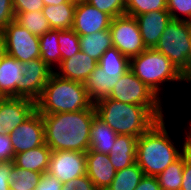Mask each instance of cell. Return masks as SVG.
<instances>
[{"instance_id": "cell-1", "label": "cell", "mask_w": 191, "mask_h": 190, "mask_svg": "<svg viewBox=\"0 0 191 190\" xmlns=\"http://www.w3.org/2000/svg\"><path fill=\"white\" fill-rule=\"evenodd\" d=\"M94 104L76 112L42 115L45 144L52 151L86 153L90 147V128L96 116Z\"/></svg>"}, {"instance_id": "cell-2", "label": "cell", "mask_w": 191, "mask_h": 190, "mask_svg": "<svg viewBox=\"0 0 191 190\" xmlns=\"http://www.w3.org/2000/svg\"><path fill=\"white\" fill-rule=\"evenodd\" d=\"M165 119L158 120L138 137L136 163L145 176L157 177L189 148V124L180 150L171 138Z\"/></svg>"}, {"instance_id": "cell-3", "label": "cell", "mask_w": 191, "mask_h": 190, "mask_svg": "<svg viewBox=\"0 0 191 190\" xmlns=\"http://www.w3.org/2000/svg\"><path fill=\"white\" fill-rule=\"evenodd\" d=\"M92 105L84 83L62 78L53 72L36 101V110L41 115H49L89 109Z\"/></svg>"}, {"instance_id": "cell-4", "label": "cell", "mask_w": 191, "mask_h": 190, "mask_svg": "<svg viewBox=\"0 0 191 190\" xmlns=\"http://www.w3.org/2000/svg\"><path fill=\"white\" fill-rule=\"evenodd\" d=\"M97 116L118 135L140 137L158 119L144 106L104 98L94 104Z\"/></svg>"}, {"instance_id": "cell-5", "label": "cell", "mask_w": 191, "mask_h": 190, "mask_svg": "<svg viewBox=\"0 0 191 190\" xmlns=\"http://www.w3.org/2000/svg\"><path fill=\"white\" fill-rule=\"evenodd\" d=\"M130 70L161 100L165 84L185 83L182 73L176 66L154 48L146 49L130 58Z\"/></svg>"}, {"instance_id": "cell-6", "label": "cell", "mask_w": 191, "mask_h": 190, "mask_svg": "<svg viewBox=\"0 0 191 190\" xmlns=\"http://www.w3.org/2000/svg\"><path fill=\"white\" fill-rule=\"evenodd\" d=\"M108 98L146 107L158 120L165 118L164 100H161L129 69L113 87Z\"/></svg>"}, {"instance_id": "cell-7", "label": "cell", "mask_w": 191, "mask_h": 190, "mask_svg": "<svg viewBox=\"0 0 191 190\" xmlns=\"http://www.w3.org/2000/svg\"><path fill=\"white\" fill-rule=\"evenodd\" d=\"M190 39L191 22L171 19L154 49L164 54L183 74L187 69Z\"/></svg>"}, {"instance_id": "cell-8", "label": "cell", "mask_w": 191, "mask_h": 190, "mask_svg": "<svg viewBox=\"0 0 191 190\" xmlns=\"http://www.w3.org/2000/svg\"><path fill=\"white\" fill-rule=\"evenodd\" d=\"M109 30L113 47H116L129 59L147 49L135 17L125 14L112 18Z\"/></svg>"}, {"instance_id": "cell-9", "label": "cell", "mask_w": 191, "mask_h": 190, "mask_svg": "<svg viewBox=\"0 0 191 190\" xmlns=\"http://www.w3.org/2000/svg\"><path fill=\"white\" fill-rule=\"evenodd\" d=\"M6 53L21 63L40 58L39 37L33 35L15 20L3 29Z\"/></svg>"}, {"instance_id": "cell-10", "label": "cell", "mask_w": 191, "mask_h": 190, "mask_svg": "<svg viewBox=\"0 0 191 190\" xmlns=\"http://www.w3.org/2000/svg\"><path fill=\"white\" fill-rule=\"evenodd\" d=\"M86 153L78 151H52L47 173L63 184L86 174Z\"/></svg>"}, {"instance_id": "cell-11", "label": "cell", "mask_w": 191, "mask_h": 190, "mask_svg": "<svg viewBox=\"0 0 191 190\" xmlns=\"http://www.w3.org/2000/svg\"><path fill=\"white\" fill-rule=\"evenodd\" d=\"M36 111V102L22 97L0 98V134H10Z\"/></svg>"}, {"instance_id": "cell-12", "label": "cell", "mask_w": 191, "mask_h": 190, "mask_svg": "<svg viewBox=\"0 0 191 190\" xmlns=\"http://www.w3.org/2000/svg\"><path fill=\"white\" fill-rule=\"evenodd\" d=\"M9 135L15 154L44 145L45 134L42 115L36 110Z\"/></svg>"}, {"instance_id": "cell-13", "label": "cell", "mask_w": 191, "mask_h": 190, "mask_svg": "<svg viewBox=\"0 0 191 190\" xmlns=\"http://www.w3.org/2000/svg\"><path fill=\"white\" fill-rule=\"evenodd\" d=\"M54 71L41 58L23 63V79L18 86V97L37 101Z\"/></svg>"}, {"instance_id": "cell-14", "label": "cell", "mask_w": 191, "mask_h": 190, "mask_svg": "<svg viewBox=\"0 0 191 190\" xmlns=\"http://www.w3.org/2000/svg\"><path fill=\"white\" fill-rule=\"evenodd\" d=\"M112 17L86 1H76L72 30L86 36L110 28Z\"/></svg>"}, {"instance_id": "cell-15", "label": "cell", "mask_w": 191, "mask_h": 190, "mask_svg": "<svg viewBox=\"0 0 191 190\" xmlns=\"http://www.w3.org/2000/svg\"><path fill=\"white\" fill-rule=\"evenodd\" d=\"M135 18L147 49L155 48L167 24L171 21L167 10L151 11Z\"/></svg>"}, {"instance_id": "cell-16", "label": "cell", "mask_w": 191, "mask_h": 190, "mask_svg": "<svg viewBox=\"0 0 191 190\" xmlns=\"http://www.w3.org/2000/svg\"><path fill=\"white\" fill-rule=\"evenodd\" d=\"M86 163V175L98 190H106L117 172L109 160V155L88 150L86 152Z\"/></svg>"}, {"instance_id": "cell-17", "label": "cell", "mask_w": 191, "mask_h": 190, "mask_svg": "<svg viewBox=\"0 0 191 190\" xmlns=\"http://www.w3.org/2000/svg\"><path fill=\"white\" fill-rule=\"evenodd\" d=\"M97 65V60L80 50L71 58L62 60L54 69V73L62 78L84 83Z\"/></svg>"}, {"instance_id": "cell-18", "label": "cell", "mask_w": 191, "mask_h": 190, "mask_svg": "<svg viewBox=\"0 0 191 190\" xmlns=\"http://www.w3.org/2000/svg\"><path fill=\"white\" fill-rule=\"evenodd\" d=\"M123 74L124 73L103 71L101 70V67L97 65L84 82L89 100L95 104L104 98H108L113 87L117 84Z\"/></svg>"}, {"instance_id": "cell-19", "label": "cell", "mask_w": 191, "mask_h": 190, "mask_svg": "<svg viewBox=\"0 0 191 190\" xmlns=\"http://www.w3.org/2000/svg\"><path fill=\"white\" fill-rule=\"evenodd\" d=\"M23 63L9 54L0 60V96L18 97V86L23 79Z\"/></svg>"}, {"instance_id": "cell-20", "label": "cell", "mask_w": 191, "mask_h": 190, "mask_svg": "<svg viewBox=\"0 0 191 190\" xmlns=\"http://www.w3.org/2000/svg\"><path fill=\"white\" fill-rule=\"evenodd\" d=\"M138 138L129 135H118L109 155L116 171L136 163Z\"/></svg>"}, {"instance_id": "cell-21", "label": "cell", "mask_w": 191, "mask_h": 190, "mask_svg": "<svg viewBox=\"0 0 191 190\" xmlns=\"http://www.w3.org/2000/svg\"><path fill=\"white\" fill-rule=\"evenodd\" d=\"M52 150L46 145L15 154L13 163L16 167L39 173H46Z\"/></svg>"}, {"instance_id": "cell-22", "label": "cell", "mask_w": 191, "mask_h": 190, "mask_svg": "<svg viewBox=\"0 0 191 190\" xmlns=\"http://www.w3.org/2000/svg\"><path fill=\"white\" fill-rule=\"evenodd\" d=\"M75 8L76 1L69 0L57 6H44L42 13L46 17L51 29L67 30L72 29Z\"/></svg>"}, {"instance_id": "cell-23", "label": "cell", "mask_w": 191, "mask_h": 190, "mask_svg": "<svg viewBox=\"0 0 191 190\" xmlns=\"http://www.w3.org/2000/svg\"><path fill=\"white\" fill-rule=\"evenodd\" d=\"M117 136L118 134L96 115L90 128L89 150L109 154Z\"/></svg>"}, {"instance_id": "cell-24", "label": "cell", "mask_w": 191, "mask_h": 190, "mask_svg": "<svg viewBox=\"0 0 191 190\" xmlns=\"http://www.w3.org/2000/svg\"><path fill=\"white\" fill-rule=\"evenodd\" d=\"M80 49L83 53L97 61L106 52L113 47L112 36L109 29L97 31L86 36H79Z\"/></svg>"}, {"instance_id": "cell-25", "label": "cell", "mask_w": 191, "mask_h": 190, "mask_svg": "<svg viewBox=\"0 0 191 190\" xmlns=\"http://www.w3.org/2000/svg\"><path fill=\"white\" fill-rule=\"evenodd\" d=\"M40 58L53 71L54 66L61 63V52L59 51L58 30L51 29L39 37ZM56 64V65H55Z\"/></svg>"}, {"instance_id": "cell-26", "label": "cell", "mask_w": 191, "mask_h": 190, "mask_svg": "<svg viewBox=\"0 0 191 190\" xmlns=\"http://www.w3.org/2000/svg\"><path fill=\"white\" fill-rule=\"evenodd\" d=\"M144 173L137 163L118 170L111 184L106 190H135Z\"/></svg>"}, {"instance_id": "cell-27", "label": "cell", "mask_w": 191, "mask_h": 190, "mask_svg": "<svg viewBox=\"0 0 191 190\" xmlns=\"http://www.w3.org/2000/svg\"><path fill=\"white\" fill-rule=\"evenodd\" d=\"M184 153L173 163H171L157 180L161 190H180L183 181Z\"/></svg>"}, {"instance_id": "cell-28", "label": "cell", "mask_w": 191, "mask_h": 190, "mask_svg": "<svg viewBox=\"0 0 191 190\" xmlns=\"http://www.w3.org/2000/svg\"><path fill=\"white\" fill-rule=\"evenodd\" d=\"M15 21L37 37L51 30L42 11L18 13L15 15Z\"/></svg>"}, {"instance_id": "cell-29", "label": "cell", "mask_w": 191, "mask_h": 190, "mask_svg": "<svg viewBox=\"0 0 191 190\" xmlns=\"http://www.w3.org/2000/svg\"><path fill=\"white\" fill-rule=\"evenodd\" d=\"M98 65L103 71L125 73L130 69V59L116 47H111L100 57Z\"/></svg>"}, {"instance_id": "cell-30", "label": "cell", "mask_w": 191, "mask_h": 190, "mask_svg": "<svg viewBox=\"0 0 191 190\" xmlns=\"http://www.w3.org/2000/svg\"><path fill=\"white\" fill-rule=\"evenodd\" d=\"M42 173L14 167L10 171V190H30L39 183Z\"/></svg>"}, {"instance_id": "cell-31", "label": "cell", "mask_w": 191, "mask_h": 190, "mask_svg": "<svg viewBox=\"0 0 191 190\" xmlns=\"http://www.w3.org/2000/svg\"><path fill=\"white\" fill-rule=\"evenodd\" d=\"M58 43L61 61L71 58L81 50L79 35L72 29L58 30Z\"/></svg>"}, {"instance_id": "cell-32", "label": "cell", "mask_w": 191, "mask_h": 190, "mask_svg": "<svg viewBox=\"0 0 191 190\" xmlns=\"http://www.w3.org/2000/svg\"><path fill=\"white\" fill-rule=\"evenodd\" d=\"M167 10V0H126L125 14L136 17L151 11Z\"/></svg>"}, {"instance_id": "cell-33", "label": "cell", "mask_w": 191, "mask_h": 190, "mask_svg": "<svg viewBox=\"0 0 191 190\" xmlns=\"http://www.w3.org/2000/svg\"><path fill=\"white\" fill-rule=\"evenodd\" d=\"M112 18L125 15L126 0H84Z\"/></svg>"}, {"instance_id": "cell-34", "label": "cell", "mask_w": 191, "mask_h": 190, "mask_svg": "<svg viewBox=\"0 0 191 190\" xmlns=\"http://www.w3.org/2000/svg\"><path fill=\"white\" fill-rule=\"evenodd\" d=\"M167 11L172 20L191 22V0H167Z\"/></svg>"}, {"instance_id": "cell-35", "label": "cell", "mask_w": 191, "mask_h": 190, "mask_svg": "<svg viewBox=\"0 0 191 190\" xmlns=\"http://www.w3.org/2000/svg\"><path fill=\"white\" fill-rule=\"evenodd\" d=\"M61 190H98L90 178L85 174L62 185Z\"/></svg>"}, {"instance_id": "cell-36", "label": "cell", "mask_w": 191, "mask_h": 190, "mask_svg": "<svg viewBox=\"0 0 191 190\" xmlns=\"http://www.w3.org/2000/svg\"><path fill=\"white\" fill-rule=\"evenodd\" d=\"M15 15L22 12L42 11L43 0H12Z\"/></svg>"}, {"instance_id": "cell-37", "label": "cell", "mask_w": 191, "mask_h": 190, "mask_svg": "<svg viewBox=\"0 0 191 190\" xmlns=\"http://www.w3.org/2000/svg\"><path fill=\"white\" fill-rule=\"evenodd\" d=\"M13 20L15 13L12 0H0V31Z\"/></svg>"}, {"instance_id": "cell-38", "label": "cell", "mask_w": 191, "mask_h": 190, "mask_svg": "<svg viewBox=\"0 0 191 190\" xmlns=\"http://www.w3.org/2000/svg\"><path fill=\"white\" fill-rule=\"evenodd\" d=\"M15 152L9 134H0V162H13Z\"/></svg>"}, {"instance_id": "cell-39", "label": "cell", "mask_w": 191, "mask_h": 190, "mask_svg": "<svg viewBox=\"0 0 191 190\" xmlns=\"http://www.w3.org/2000/svg\"><path fill=\"white\" fill-rule=\"evenodd\" d=\"M63 183L55 176L43 173L39 183L36 185L37 190H61Z\"/></svg>"}, {"instance_id": "cell-40", "label": "cell", "mask_w": 191, "mask_h": 190, "mask_svg": "<svg viewBox=\"0 0 191 190\" xmlns=\"http://www.w3.org/2000/svg\"><path fill=\"white\" fill-rule=\"evenodd\" d=\"M180 190H191V148L184 152L183 181Z\"/></svg>"}, {"instance_id": "cell-41", "label": "cell", "mask_w": 191, "mask_h": 190, "mask_svg": "<svg viewBox=\"0 0 191 190\" xmlns=\"http://www.w3.org/2000/svg\"><path fill=\"white\" fill-rule=\"evenodd\" d=\"M13 162H0V190H10L9 175Z\"/></svg>"}, {"instance_id": "cell-42", "label": "cell", "mask_w": 191, "mask_h": 190, "mask_svg": "<svg viewBox=\"0 0 191 190\" xmlns=\"http://www.w3.org/2000/svg\"><path fill=\"white\" fill-rule=\"evenodd\" d=\"M135 190H161L157 177L145 176L141 179L140 183Z\"/></svg>"}, {"instance_id": "cell-43", "label": "cell", "mask_w": 191, "mask_h": 190, "mask_svg": "<svg viewBox=\"0 0 191 190\" xmlns=\"http://www.w3.org/2000/svg\"><path fill=\"white\" fill-rule=\"evenodd\" d=\"M190 43H191V39H190ZM182 75H183V79L185 81V84L188 83L191 85V48H190V53L188 56L187 69Z\"/></svg>"}, {"instance_id": "cell-44", "label": "cell", "mask_w": 191, "mask_h": 190, "mask_svg": "<svg viewBox=\"0 0 191 190\" xmlns=\"http://www.w3.org/2000/svg\"><path fill=\"white\" fill-rule=\"evenodd\" d=\"M5 54H6L5 40L3 32L0 31V60L4 57Z\"/></svg>"}, {"instance_id": "cell-45", "label": "cell", "mask_w": 191, "mask_h": 190, "mask_svg": "<svg viewBox=\"0 0 191 190\" xmlns=\"http://www.w3.org/2000/svg\"><path fill=\"white\" fill-rule=\"evenodd\" d=\"M69 0H43V3H44V6H47V5H59L61 3H64V2H67Z\"/></svg>"}, {"instance_id": "cell-46", "label": "cell", "mask_w": 191, "mask_h": 190, "mask_svg": "<svg viewBox=\"0 0 191 190\" xmlns=\"http://www.w3.org/2000/svg\"><path fill=\"white\" fill-rule=\"evenodd\" d=\"M189 147L191 148V119L189 120Z\"/></svg>"}]
</instances>
